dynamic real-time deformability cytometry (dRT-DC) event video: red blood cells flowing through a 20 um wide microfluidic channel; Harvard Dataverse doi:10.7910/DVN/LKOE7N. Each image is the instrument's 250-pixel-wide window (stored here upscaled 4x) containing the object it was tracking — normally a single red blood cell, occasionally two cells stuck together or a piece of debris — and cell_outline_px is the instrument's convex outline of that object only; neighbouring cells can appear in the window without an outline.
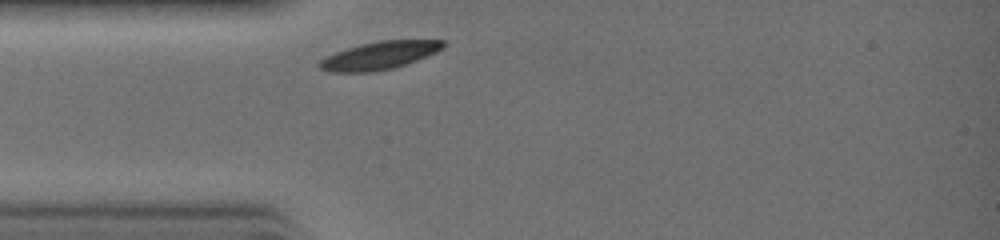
{"species": "common noctule bat (a hibernating species)", "species_latin": "Nyctalus noctula", "temperature_condition": "warm", "stored_images_in_passage": 19, "camera_frame_rate_fps": 3000, "um_per_image_px": 0.085, "animal": {"sex": "female", "body_mass_g": 19.0, "forearm_length_mm": 51.5}, "frame": {"image": 1, "passage_image": 1, "time_ms": 0.0, "image_size_px": [1000, 240], "cell_outline_px": [[448, 44], [444, 48], [436, 52], [416, 60], [392, 68], [376, 72], [328, 72], [320, 68], [316, 64], [320, 60], [336, 52], [360, 44], [380, 40], [444, 40]], "centroid_in_image_um": [32.26, 4.71], "position_along_channel_um": 52.7, "area_um2": 20.06}}
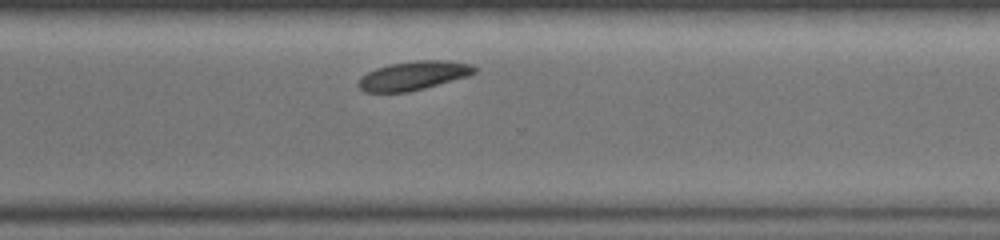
{"frame": {"image": 2, "passage_image": 16, "time_ms": 5.0, "image_size_px": [1000, 240], "cell_outline_px": [[476, 72], [468, 76], [424, 88], [408, 92], [364, 92], [356, 84], [360, 76], [376, 68], [388, 64], [416, 60], [448, 60], [472, 64], [476, 68]], "centroid_in_image_um": [35.12, 6.42], "position_along_channel_um": 335.5, "area_um2": 19.65}}
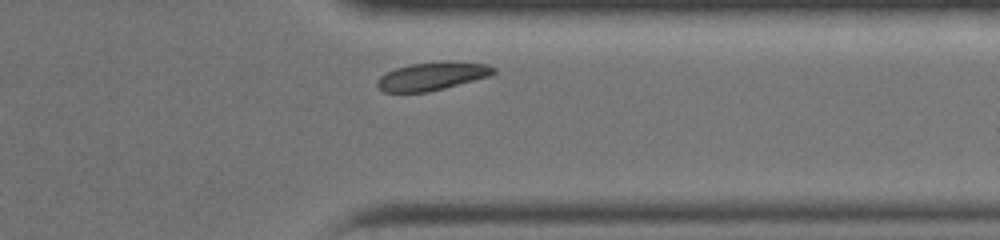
{"frame": {"image": 3, "passage_image": 18, "time_ms": 5.667, "image_size_px": [1000, 240], "cell_outline_px": [[496, 72], [492, 76], [428, 92], [384, 92], [376, 84], [376, 80], [380, 76], [396, 68], [412, 64], [440, 60], [452, 60], [488, 64], [496, 68]], "centroid_in_image_um": [36.8, 6.45], "position_along_channel_um": 374.6, "area_um2": 19.42}}